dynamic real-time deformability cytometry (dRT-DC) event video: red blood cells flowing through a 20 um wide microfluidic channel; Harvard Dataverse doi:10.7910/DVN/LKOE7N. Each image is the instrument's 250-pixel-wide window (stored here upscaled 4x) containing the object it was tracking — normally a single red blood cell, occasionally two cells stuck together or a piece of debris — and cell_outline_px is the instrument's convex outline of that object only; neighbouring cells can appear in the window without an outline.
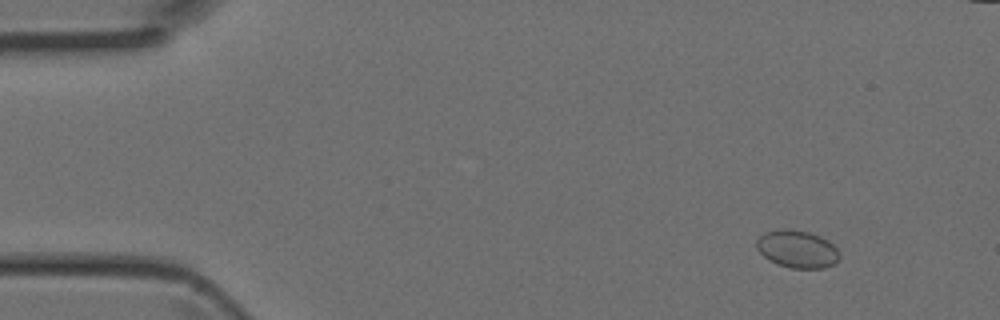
{"species": "Egyptian fruit bat (a non-hibernating species)", "species_latin": "Rousettus aegyptiacus", "temperature_condition": "room temperature", "stored_images_in_passage": 4, "camera_frame_rate_fps": 3000, "um_per_image_px": 0.085, "animal": {"sex": "female"}, "frame": {"image": 1, "passage_image": 1, "time_ms": 0.0, "image_size_px": [1000, 320], "cell_outline_px": [[840, 256], [836, 264], [824, 268], [792, 268], [768, 260], [756, 248], [756, 240], [764, 232], [780, 228], [788, 228], [808, 232], [820, 236], [828, 240], [836, 248]], "centroid_in_image_um": [67.76, 21.16], "position_along_channel_um": 17.2, "area_um2": 18.26}}